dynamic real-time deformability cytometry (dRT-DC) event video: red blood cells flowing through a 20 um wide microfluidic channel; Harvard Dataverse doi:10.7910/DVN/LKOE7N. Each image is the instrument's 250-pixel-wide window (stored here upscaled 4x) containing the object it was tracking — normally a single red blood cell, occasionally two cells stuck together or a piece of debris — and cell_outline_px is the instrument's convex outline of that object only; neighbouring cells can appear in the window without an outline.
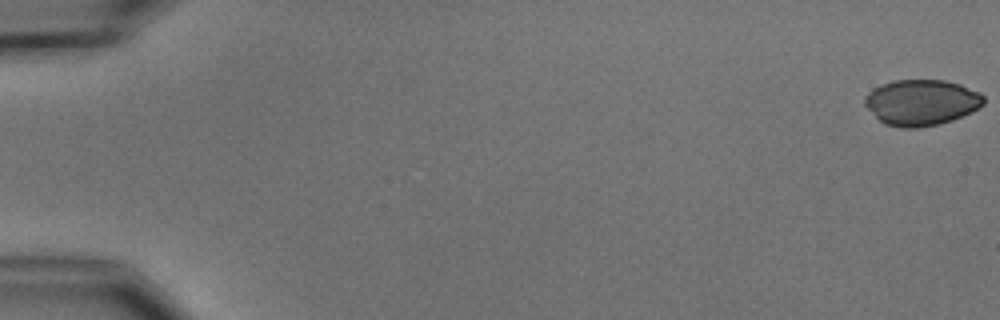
{"species": "common noctule bat (a hibernating species)", "species_latin": "Nyctalus noctula", "temperature_condition": "cold", "stored_images_in_passage": 6, "camera_frame_rate_fps": 3000, "um_per_image_px": 0.085, "animal": {"sex": "male", "body_mass_g": 15.6}, "frame": {"image": 1, "passage_image": 1, "time_ms": 0.0, "image_size_px": [1000, 320], "cell_outline_px": [[984, 104], [972, 112], [952, 120], [940, 124], [920, 128], [900, 128], [884, 124], [864, 104], [864, 96], [872, 88], [880, 84], [892, 80], [944, 80], [960, 84], [980, 92], [984, 96]], "centroid_in_image_um": [78.31, 8.7], "position_along_channel_um": 6.7, "area_um2": 32.08}}